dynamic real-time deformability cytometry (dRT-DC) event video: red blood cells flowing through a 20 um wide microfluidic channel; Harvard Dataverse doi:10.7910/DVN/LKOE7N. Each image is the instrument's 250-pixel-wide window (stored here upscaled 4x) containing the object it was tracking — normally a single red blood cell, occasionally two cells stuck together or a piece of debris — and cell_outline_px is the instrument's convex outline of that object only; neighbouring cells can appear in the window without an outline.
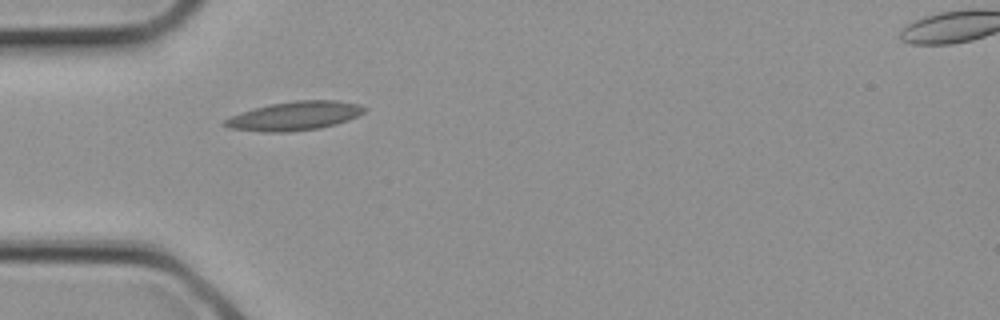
{"species": "common noctule bat (a hibernating species)", "species_latin": "Nyctalus noctula", "temperature_condition": "cold", "stored_images_in_passage": 3, "camera_frame_rate_fps": 3000, "um_per_image_px": 0.085, "animal": {"sex": "female", "body_mass_g": 21.9}, "frame": {"image": 1, "passage_image": 3, "time_ms": 0.667, "image_size_px": [1000, 320], "cell_outline_px": [[368, 108], [364, 112], [348, 120], [336, 124], [320, 128], [288, 132], [264, 132], [228, 128], [220, 124], [224, 120], [240, 112], [268, 104], [296, 100], [336, 100], [360, 104]], "centroid_in_image_um": [25.03, 9.85], "position_along_channel_um": 60.0, "area_um2": 23.64}}